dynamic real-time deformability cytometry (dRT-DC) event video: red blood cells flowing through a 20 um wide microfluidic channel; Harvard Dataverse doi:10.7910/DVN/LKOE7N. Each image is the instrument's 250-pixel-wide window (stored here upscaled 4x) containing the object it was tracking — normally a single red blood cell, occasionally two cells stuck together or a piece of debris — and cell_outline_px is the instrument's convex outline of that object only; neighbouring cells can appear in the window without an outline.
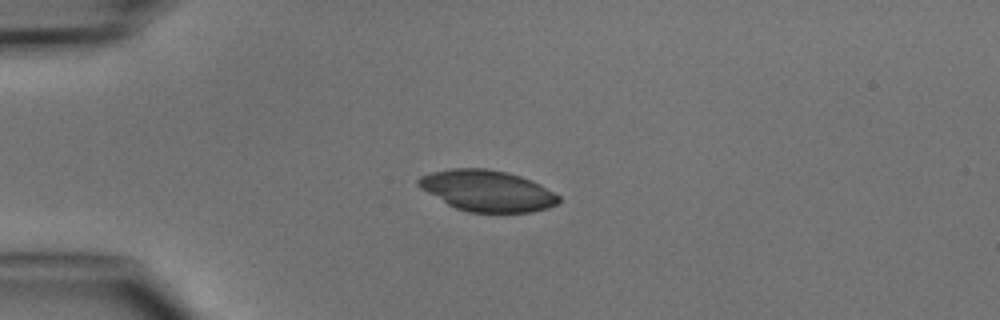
{"species": "common noctule bat (a hibernating species)", "species_latin": "Nyctalus noctula", "temperature_condition": "cold", "stored_images_in_passage": 4, "camera_frame_rate_fps": 3000, "um_per_image_px": 0.085, "animal": {"sex": "male", "body_mass_g": 15.6}, "frame": {"image": 1, "passage_image": 2, "time_ms": 2.0, "image_size_px": [1000, 320], "cell_outline_px": [[560, 200], [556, 204], [548, 208], [532, 212], [468, 212], [456, 208], [448, 204], [420, 188], [416, 184], [416, 180], [420, 176], [432, 172], [452, 168], [488, 168], [508, 172], [532, 180], [540, 184], [560, 196]], "centroid_in_image_um": [41.42, 16.2], "position_along_channel_um": 43.6, "area_um2": 33.64}}